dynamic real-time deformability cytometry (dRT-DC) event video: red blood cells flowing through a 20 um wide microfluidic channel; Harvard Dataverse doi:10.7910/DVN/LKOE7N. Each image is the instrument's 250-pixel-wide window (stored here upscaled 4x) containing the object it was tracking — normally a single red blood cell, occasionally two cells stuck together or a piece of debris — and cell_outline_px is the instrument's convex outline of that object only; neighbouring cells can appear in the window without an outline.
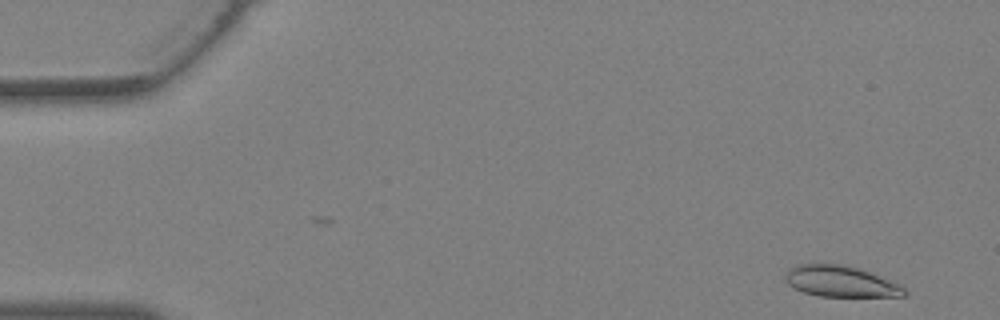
{"species": "Egyptian fruit bat (a non-hibernating species)", "species_latin": "Rousettus aegyptiacus", "temperature_condition": "warm", "stored_images_in_passage": 10, "camera_frame_rate_fps": 3000, "um_per_image_px": 0.085, "animal": {"sex": "female"}, "frame": {"image": 1, "passage_image": 2, "time_ms": 0.333, "image_size_px": [1000, 320], "cell_outline_px": [[908, 296], [820, 296], [804, 292], [788, 284], [784, 280], [784, 276], [788, 268], [796, 264], [840, 264], [856, 268], [868, 272], [896, 284], [904, 288], [908, 292]], "centroid_in_image_um": [71.38, 23.92], "position_along_channel_um": 13.6, "area_um2": 21.15}}